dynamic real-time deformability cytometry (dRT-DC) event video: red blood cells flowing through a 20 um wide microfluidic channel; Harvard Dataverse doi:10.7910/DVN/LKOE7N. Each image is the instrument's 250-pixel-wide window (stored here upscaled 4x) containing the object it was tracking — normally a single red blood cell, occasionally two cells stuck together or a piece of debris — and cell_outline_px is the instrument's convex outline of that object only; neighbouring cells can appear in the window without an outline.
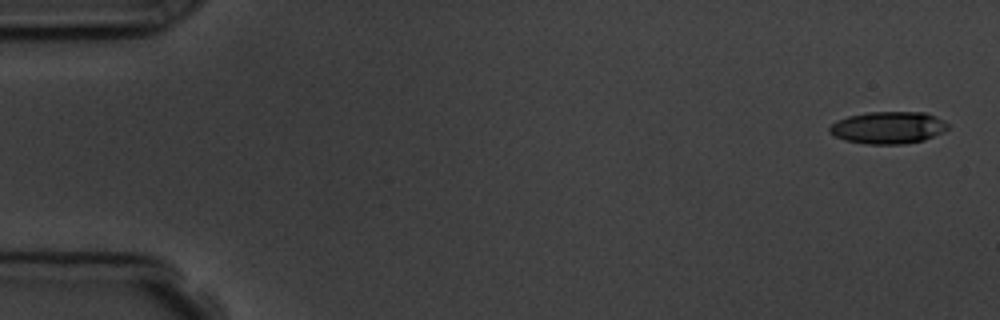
{"species": "common noctule bat (a hibernating species)", "species_latin": "Nyctalus noctula", "temperature_condition": "room temperature", "stored_images_in_passage": 5, "camera_frame_rate_fps": 3000, "um_per_image_px": 0.085, "animal": {"sex": "male", "body_mass_g": 19.5, "forearm_length_mm": 54.6}, "frame": {"image": 1, "passage_image": 1, "time_ms": 0.0, "image_size_px": [1000, 320], "cell_outline_px": [[948, 128], [924, 140], [904, 144], [864, 144], [844, 140], [828, 132], [828, 128], [836, 120], [848, 116], [864, 112], [924, 112], [936, 116], [944, 120], [948, 124]], "centroid_in_image_um": [75.45, 10.84], "position_along_channel_um": 9.5, "area_um2": 22.25}}
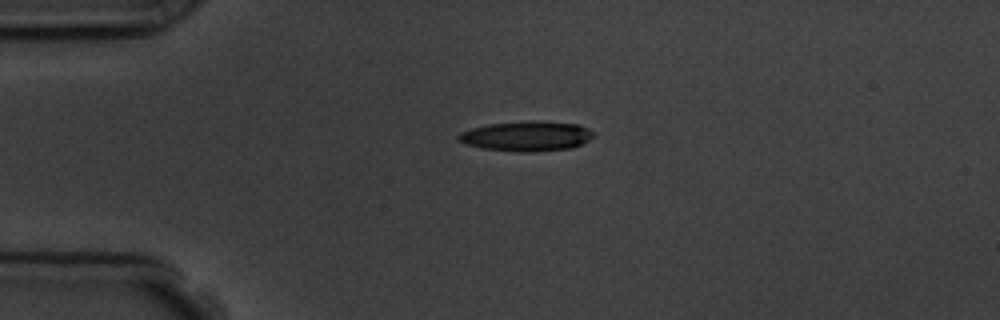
{"frame": {"image": 2, "passage_image": 4, "time_ms": 3.667, "image_size_px": [1000, 320], "cell_outline_px": [[596, 136], [572, 148], [528, 152], [516, 152], [480, 148], [464, 144], [456, 140], [456, 136], [460, 132], [472, 128], [488, 124], [528, 120], [540, 120], [580, 124], [596, 132]], "centroid_in_image_um": [44.76, 11.56], "position_along_channel_um": 40.2, "area_um2": 24.16}}